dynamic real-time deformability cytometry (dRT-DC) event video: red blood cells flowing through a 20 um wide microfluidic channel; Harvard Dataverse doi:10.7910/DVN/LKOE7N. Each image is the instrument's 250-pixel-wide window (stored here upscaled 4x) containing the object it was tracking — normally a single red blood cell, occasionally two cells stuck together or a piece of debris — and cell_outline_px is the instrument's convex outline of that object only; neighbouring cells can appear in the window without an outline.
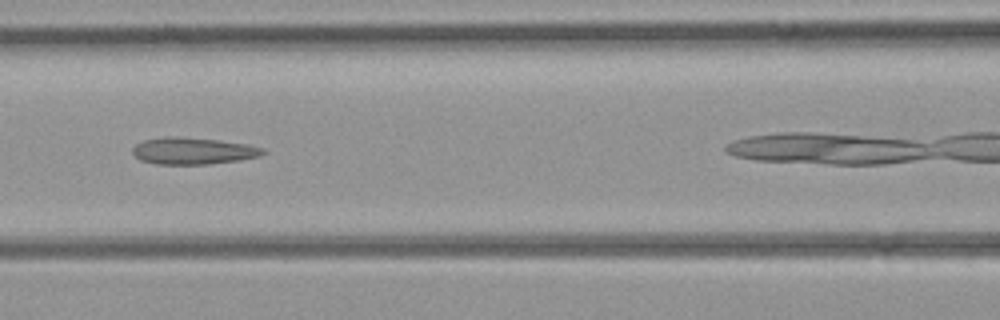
{"species": "common noctule bat (a hibernating species)", "species_latin": "Nyctalus noctula", "temperature_condition": "room temperature", "stored_images_in_passage": 23, "camera_frame_rate_fps": 3000, "um_per_image_px": 0.085, "animal": {"sex": "female", "body_mass_g": 21.9}, "frame": {"image": 1, "passage_image": 7, "time_ms": 2.0, "image_size_px": [1000, 320], "cell_outline_px": [[268, 152], [260, 156], [240, 160], [208, 164], [156, 164], [140, 160], [132, 152], [132, 148], [136, 144], [144, 140], [164, 136], [180, 136], [216, 140], [248, 144], [264, 148]], "centroid_in_image_um": [16.42, 12.82], "position_along_channel_um": 150.2, "area_um2": 20.52}}
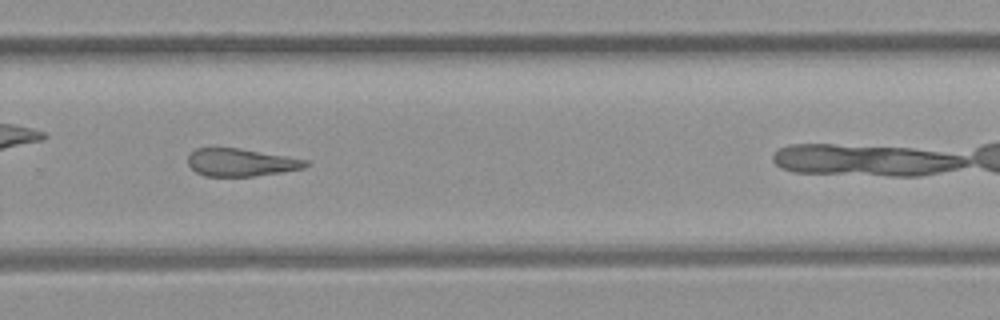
{"frame": {"image": 2, "passage_image": 17, "time_ms": 5.333, "image_size_px": [1000, 320], "cell_outline_px": [[308, 164], [304, 168], [256, 176], [204, 176], [196, 172], [188, 164], [188, 156], [196, 148], [240, 148], [308, 160]], "centroid_in_image_um": [20.46, 13.81], "position_along_channel_um": 309.3, "area_um2": 18.84}}
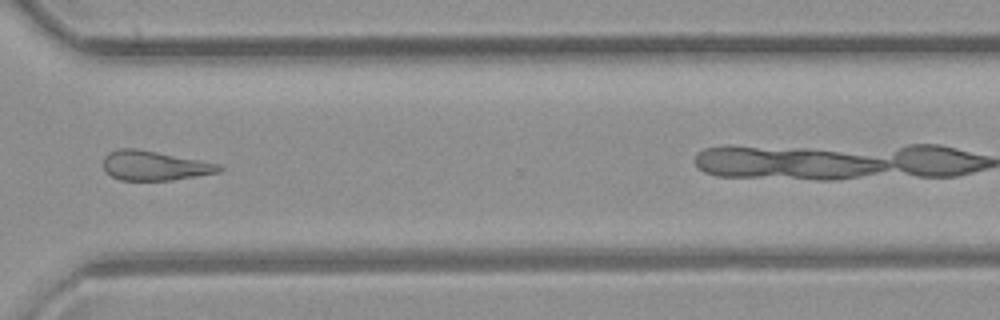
{"frame": {"image": 3, "passage_image": 20, "time_ms": 6.333, "image_size_px": [1000, 320], "cell_outline_px": [[224, 168], [220, 172], [172, 180], [120, 180], [112, 176], [104, 168], [104, 156], [108, 152], [120, 148], [136, 148], [224, 164]], "centroid_in_image_um": [13.19, 14.07], "position_along_channel_um": 357.4, "area_um2": 20.06}}